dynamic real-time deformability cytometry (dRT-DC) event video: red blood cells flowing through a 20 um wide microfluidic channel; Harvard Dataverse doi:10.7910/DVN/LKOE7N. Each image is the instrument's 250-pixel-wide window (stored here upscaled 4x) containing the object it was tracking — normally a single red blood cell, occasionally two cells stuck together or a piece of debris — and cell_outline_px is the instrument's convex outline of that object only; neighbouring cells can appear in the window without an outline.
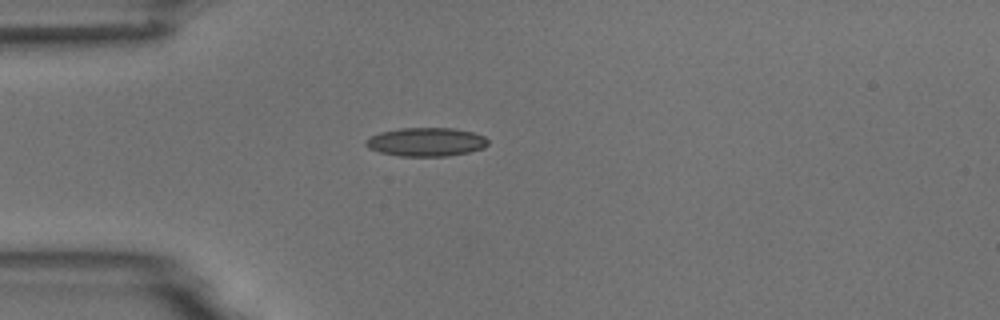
{"species": "common noctule bat (a hibernating species)", "species_latin": "Nyctalus noctula", "temperature_condition": "room temperature", "stored_images_in_passage": 2, "camera_frame_rate_fps": 3000, "um_per_image_px": 0.085, "animal": {"sex": "male", "body_mass_g": 18.8}, "frame": {"image": 1, "passage_image": 1, "time_ms": 0.0, "image_size_px": [1000, 320], "cell_outline_px": [[488, 144], [484, 148], [468, 152], [448, 156], [400, 156], [380, 152], [368, 148], [364, 144], [364, 140], [380, 132], [400, 128], [452, 128], [472, 132], [484, 136], [488, 140]], "centroid_in_image_um": [36.21, 12.07], "position_along_channel_um": 48.8, "area_um2": 20.4}}